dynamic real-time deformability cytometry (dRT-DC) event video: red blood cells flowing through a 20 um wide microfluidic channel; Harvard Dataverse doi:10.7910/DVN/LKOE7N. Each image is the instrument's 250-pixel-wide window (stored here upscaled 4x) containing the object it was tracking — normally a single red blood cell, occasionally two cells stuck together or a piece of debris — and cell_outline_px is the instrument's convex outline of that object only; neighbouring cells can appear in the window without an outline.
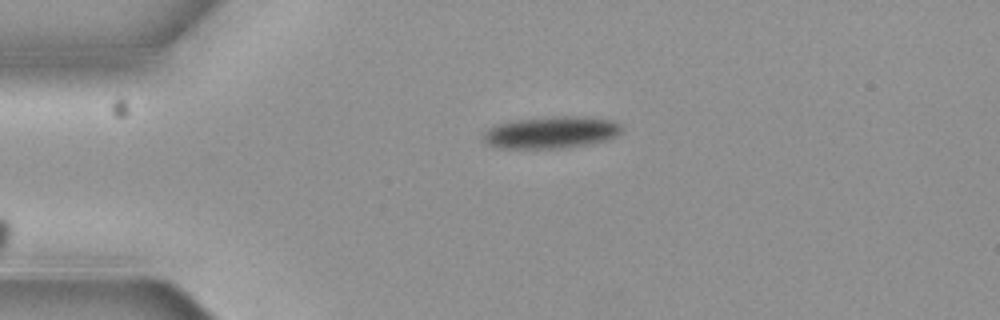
{"species": "common noctule bat (a hibernating species)", "species_latin": "Nyctalus noctula", "temperature_condition": "cold", "stored_images_in_passage": 2, "camera_frame_rate_fps": 3000, "um_per_image_px": 0.085, "animal": {"sex": "female", "body_mass_g": 19.3, "forearm_length_mm": 54.1}, "frame": {"image": 1, "passage_image": 1, "time_ms": 0.0, "image_size_px": [1000, 320], "cell_outline_px": [[624, 128], [616, 136], [604, 140], [588, 144], [568, 148], [500, 148], [488, 144], [484, 140], [484, 132], [488, 128], [496, 124], [516, 120], [564, 116], [576, 116], [612, 120], [620, 124]], "centroid_in_image_um": [46.86, 11.26], "position_along_channel_um": 38.1, "area_um2": 25.55}}